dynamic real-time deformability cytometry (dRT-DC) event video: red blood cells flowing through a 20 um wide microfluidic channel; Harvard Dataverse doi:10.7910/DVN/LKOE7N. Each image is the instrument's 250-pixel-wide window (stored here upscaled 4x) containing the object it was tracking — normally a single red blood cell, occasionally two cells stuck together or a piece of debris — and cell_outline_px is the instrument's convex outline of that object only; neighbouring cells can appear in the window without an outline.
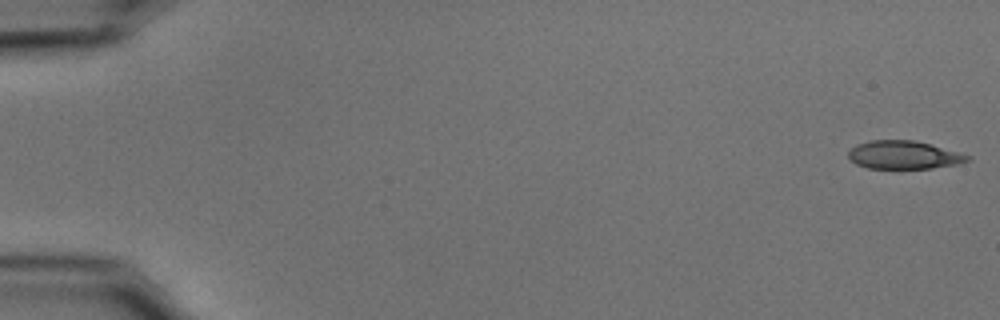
{"species": "common noctule bat (a hibernating species)", "species_latin": "Nyctalus noctula", "temperature_condition": "cold", "stored_images_in_passage": 54, "camera_frame_rate_fps": 3000, "um_per_image_px": 0.085, "animal": {"sex": "male", "body_mass_g": 15.6}, "frame": {"image": 1, "passage_image": 1, "time_ms": 0.0, "image_size_px": [1000, 320], "cell_outline_px": [[972, 160], [956, 164], [932, 168], [868, 168], [856, 164], [848, 156], [848, 152], [856, 144], [868, 140], [912, 140], [928, 144], [972, 156]], "centroid_in_image_um": [76.81, 13.17], "position_along_channel_um": 8.2, "area_um2": 19.36}}
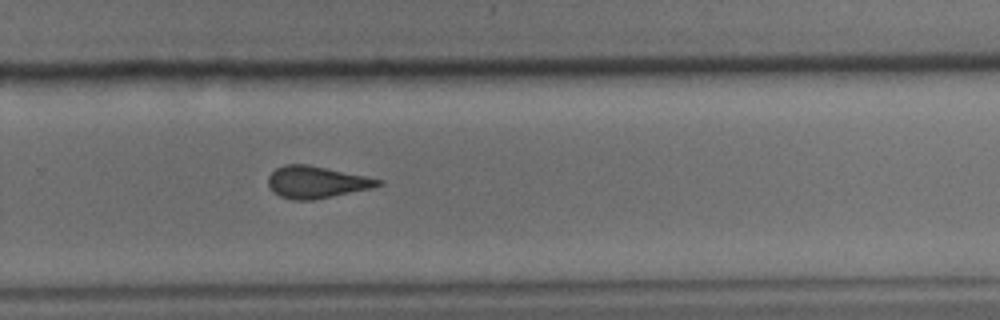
{"frame": {"image": 2, "passage_image": 37, "time_ms": 12.0, "image_size_px": [1000, 320], "cell_outline_px": [[384, 184], [372, 188], [312, 200], [292, 200], [280, 196], [272, 192], [268, 184], [268, 176], [276, 168], [284, 164], [308, 164], [384, 180]], "centroid_in_image_um": [26.88, 15.48], "position_along_channel_um": 302.9, "area_um2": 20.52}}
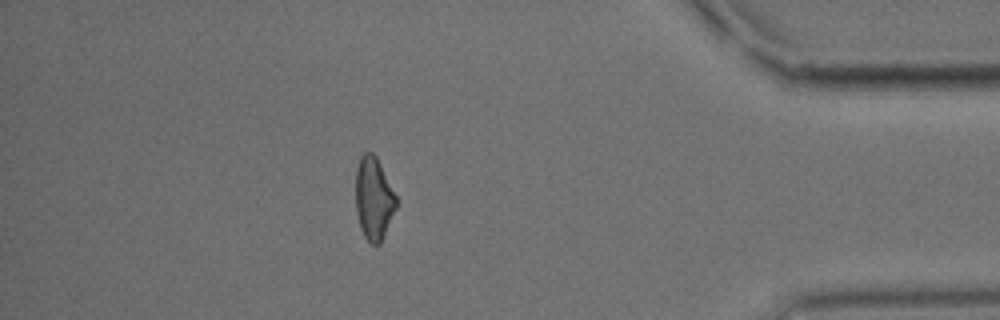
{"frame": {"image": 3, "passage_image": 48, "time_ms": 15.667, "image_size_px": [1000, 320], "cell_outline_px": [[396, 208], [380, 244], [372, 244], [364, 236], [360, 228], [356, 212], [356, 168], [360, 156], [364, 152], [372, 152], [376, 156], [396, 196]], "centroid_in_image_um": [31.75, 16.86], "position_along_channel_um": 403.5, "area_um2": 19.36}, "authors_computed_cell_mechanics": {"area_um2": 20.6057, "velocity_mm_per_s": 3.7162, "shape_relaxation_time_tau1_ms": 9.105, "shape_relaxation_time_tau2_ms": 2.6467, "deformation_change_tau1": 0.1883, "deformation_change_tau2": 0.0989}}